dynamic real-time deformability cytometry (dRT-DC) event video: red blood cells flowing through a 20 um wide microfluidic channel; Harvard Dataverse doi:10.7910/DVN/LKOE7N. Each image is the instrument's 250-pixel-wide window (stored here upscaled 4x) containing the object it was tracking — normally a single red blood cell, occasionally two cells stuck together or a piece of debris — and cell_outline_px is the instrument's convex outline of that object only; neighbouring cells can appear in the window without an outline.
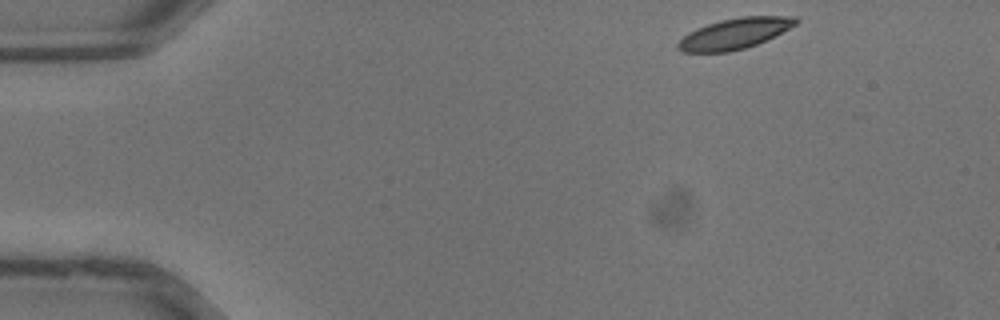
{"species": "common noctule bat (a hibernating species)", "species_latin": "Nyctalus noctula", "temperature_condition": "warm", "stored_images_in_passage": 17, "camera_frame_rate_fps": 3000, "um_per_image_px": 0.085, "animal": {"sex": "male", "body_mass_g": 13.3}, "frame": {"image": 1, "passage_image": 1, "time_ms": 0.0, "image_size_px": [1000, 320], "cell_outline_px": [[800, 20], [796, 24], [756, 44], [744, 48], [728, 52], [680, 52], [676, 48], [676, 44], [688, 32], [696, 28], [720, 20], [744, 16], [796, 16]], "centroid_in_image_um": [62.39, 2.85], "position_along_channel_um": 22.6, "area_um2": 20.87}}
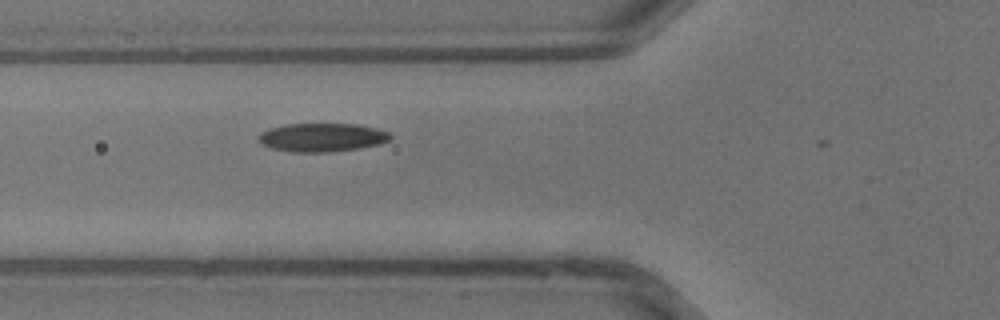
{"frame": {"image": 2, "passage_image": 10, "time_ms": 3.0, "image_size_px": [1000, 320], "cell_outline_px": [[392, 140], [380, 144], [360, 148], [332, 152], [292, 152], [272, 148], [260, 144], [256, 140], [256, 136], [260, 132], [268, 128], [284, 124], [360, 124], [376, 128], [388, 132], [392, 136]], "centroid_in_image_um": [27.34, 11.68], "position_along_channel_um": 98.5, "area_um2": 22.37}}
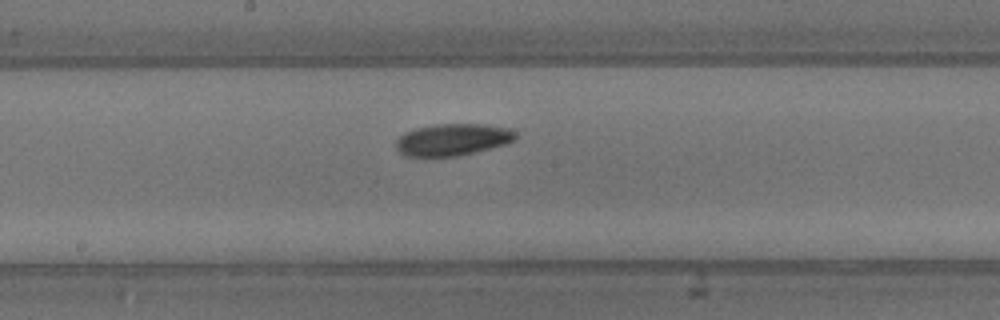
{"frame": {"image": 3, "passage_image": 16, "time_ms": 5.0, "image_size_px": [1000, 320], "cell_outline_px": [[516, 140], [508, 144], [460, 156], [404, 156], [396, 148], [396, 140], [404, 132], [416, 128], [436, 124], [484, 124], [508, 128], [516, 132]], "centroid_in_image_um": [38.5, 11.87], "position_along_channel_um": 209.7, "area_um2": 22.43}}